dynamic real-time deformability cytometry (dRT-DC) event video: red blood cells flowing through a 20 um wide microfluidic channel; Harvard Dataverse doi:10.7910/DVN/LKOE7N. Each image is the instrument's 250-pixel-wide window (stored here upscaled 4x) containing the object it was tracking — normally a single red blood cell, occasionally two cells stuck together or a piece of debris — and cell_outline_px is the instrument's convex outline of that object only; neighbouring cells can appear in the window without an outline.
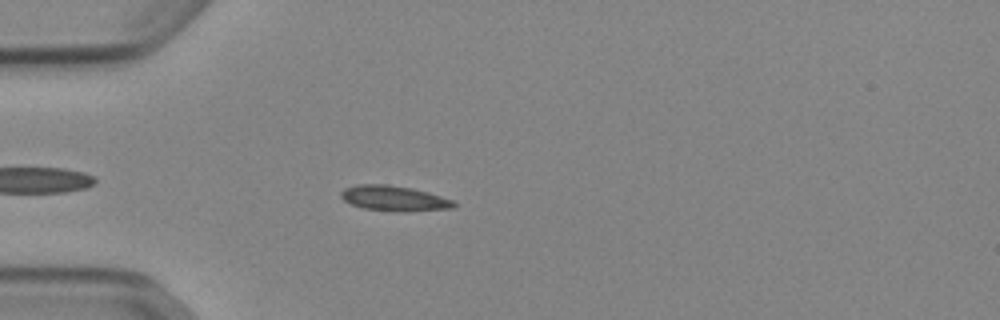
{"species": "Egyptian fruit bat (a non-hibernating species)", "species_latin": "Rousettus aegyptiacus", "temperature_condition": "cold", "stored_images_in_passage": 43, "camera_frame_rate_fps": 3000, "um_per_image_px": 0.085, "animal": {"sex": "female"}, "frame": {"image": 1, "passage_image": 6, "time_ms": 1.667, "image_size_px": [1000, 320], "cell_outline_px": [[456, 208], [400, 212], [396, 212], [364, 208], [352, 204], [344, 200], [340, 196], [340, 192], [344, 188], [356, 184], [388, 184], [412, 188], [428, 192], [452, 200], [456, 204]], "centroid_in_image_um": [33.49, 16.86], "position_along_channel_um": 51.5, "area_um2": 16.7}}
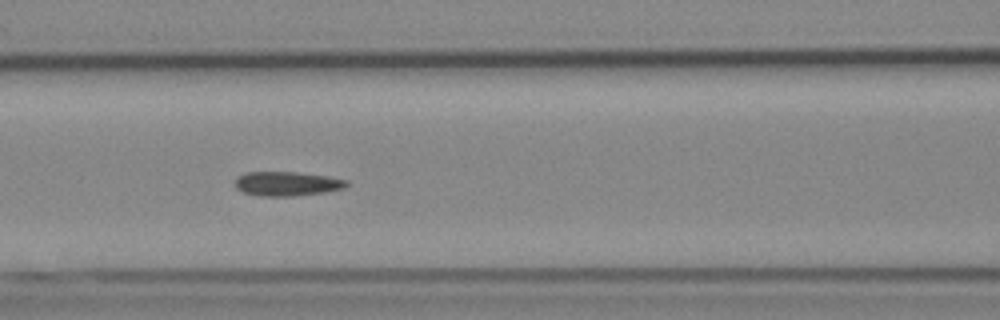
{"frame": {"image": 2, "passage_image": 14, "time_ms": 4.333, "image_size_px": [1000, 320], "cell_outline_px": [[348, 184], [344, 188], [324, 192], [292, 196], [260, 196], [244, 192], [236, 188], [236, 176], [244, 172], [296, 172], [328, 176], [348, 180]], "centroid_in_image_um": [24.38, 15.61], "position_along_channel_um": 142.2, "area_um2": 15.78}}
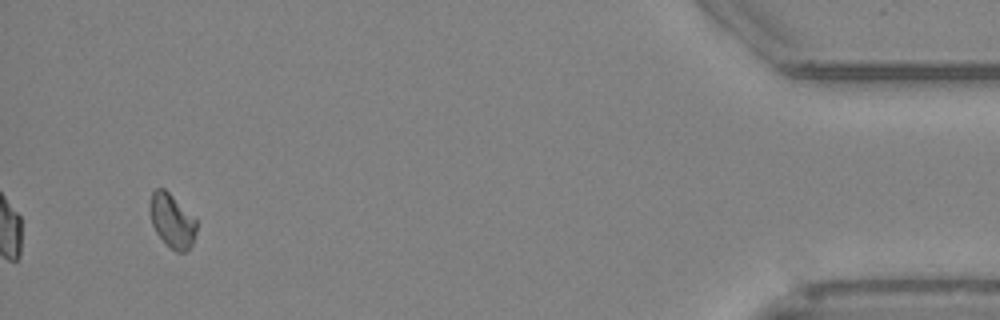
{"frame": {"image": 3, "passage_image": 41, "time_ms": 13.333, "image_size_px": [1000, 320], "cell_outline_px": [[196, 232], [192, 244], [184, 252], [176, 252], [156, 232], [152, 224], [148, 204], [152, 192], [156, 188], [164, 188], [196, 220]], "centroid_in_image_um": [14.59, 18.74], "position_along_channel_um": 420.6, "area_um2": 14.28}}